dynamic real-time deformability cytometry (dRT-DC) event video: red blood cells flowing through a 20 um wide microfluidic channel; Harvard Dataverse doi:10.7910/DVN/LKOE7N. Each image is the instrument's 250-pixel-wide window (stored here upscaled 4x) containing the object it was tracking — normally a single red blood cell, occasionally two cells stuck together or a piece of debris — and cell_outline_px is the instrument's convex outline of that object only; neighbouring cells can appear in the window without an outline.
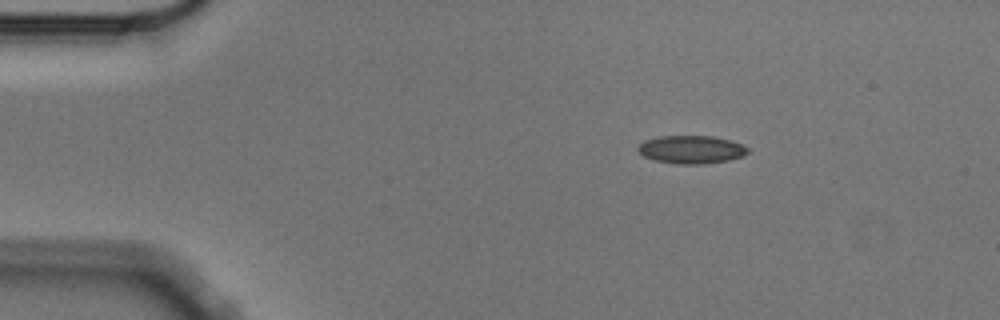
{"species": "Egyptian fruit bat (a non-hibernating species)", "species_latin": "Rousettus aegyptiacus", "temperature_condition": "cold", "stored_images_in_passage": 4, "camera_frame_rate_fps": 3000, "um_per_image_px": 0.085, "animal": {"sex": "male"}, "frame": {"image": 1, "passage_image": 1, "time_ms": 0.0, "image_size_px": [1000, 320], "cell_outline_px": [[748, 152], [744, 156], [728, 160], [704, 164], [676, 164], [656, 160], [644, 156], [636, 148], [644, 140], [656, 136], [712, 136], [732, 140], [748, 148]], "centroid_in_image_um": [58.76, 12.7], "position_along_channel_um": 26.2, "area_um2": 17.98}}
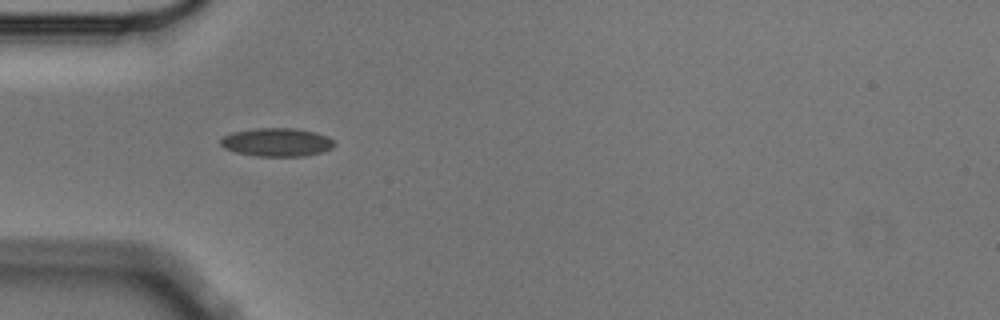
{"frame": {"image": 2, "passage_image": 3, "time_ms": 0.667, "image_size_px": [1000, 320], "cell_outline_px": [[336, 144], [332, 148], [320, 152], [304, 156], [256, 156], [236, 152], [224, 148], [220, 144], [220, 140], [224, 136], [232, 132], [252, 128], [296, 128], [316, 132], [328, 136]], "centroid_in_image_um": [23.53, 12.08], "position_along_channel_um": 61.5, "area_um2": 18.9}}
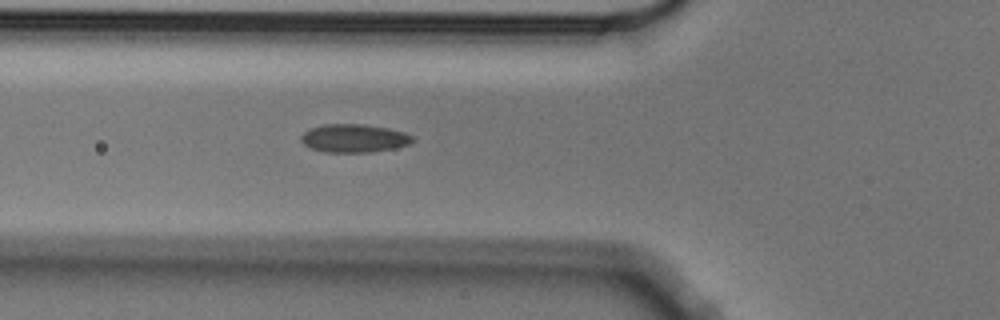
{"frame": {"image": 3, "passage_image": 4, "time_ms": 1.0, "image_size_px": [1000, 320], "cell_outline_px": [[416, 140], [408, 144], [392, 148], [372, 152], [324, 152], [312, 148], [304, 144], [300, 140], [300, 136], [304, 132], [312, 128], [324, 124], [364, 124], [388, 128], [404, 132], [412, 136]], "centroid_in_image_um": [30.09, 11.75], "position_along_channel_um": 95.7, "area_um2": 18.26}}